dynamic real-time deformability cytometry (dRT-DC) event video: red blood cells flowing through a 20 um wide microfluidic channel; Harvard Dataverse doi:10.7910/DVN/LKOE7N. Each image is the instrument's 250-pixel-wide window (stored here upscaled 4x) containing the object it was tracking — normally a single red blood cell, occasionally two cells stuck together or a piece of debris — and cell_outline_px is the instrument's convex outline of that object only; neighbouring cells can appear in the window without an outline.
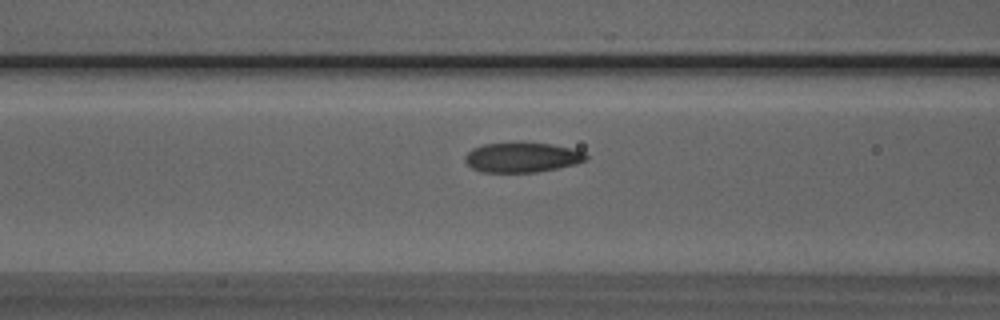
{"species": "Egyptian fruit bat (a non-hibernating species)", "species_latin": "Rousettus aegyptiacus", "temperature_condition": "room temperature", "stored_images_in_passage": 33, "camera_frame_rate_fps": 3000, "um_per_image_px": 0.085, "animal": {"sex": "male"}, "frame": {"image": 1, "passage_image": 6, "time_ms": 1.667, "image_size_px": [1000, 320], "cell_outline_px": [[588, 156], [584, 160], [576, 164], [536, 172], [480, 172], [472, 168], [464, 160], [464, 156], [472, 148], [484, 144], [516, 140], [524, 140], [552, 144], [572, 148], [584, 152]], "centroid_in_image_um": [44.34, 13.33], "position_along_channel_um": 122.3, "area_um2": 21.73}}
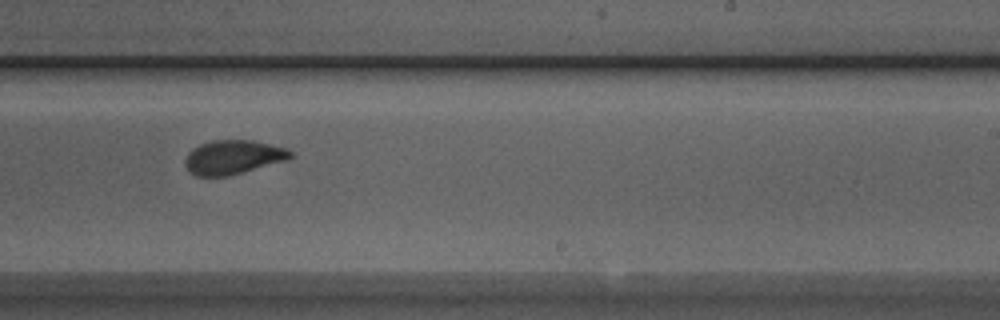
{"frame": {"image": 2, "passage_image": 17, "time_ms": 5.333, "image_size_px": [1000, 320], "cell_outline_px": [[292, 156], [288, 160], [244, 172], [228, 176], [196, 176], [184, 164], [184, 160], [188, 152], [192, 148], [200, 144], [212, 140], [252, 140], [288, 148], [292, 152]], "centroid_in_image_um": [19.83, 13.35], "position_along_channel_um": 269.2, "area_um2": 21.04}}
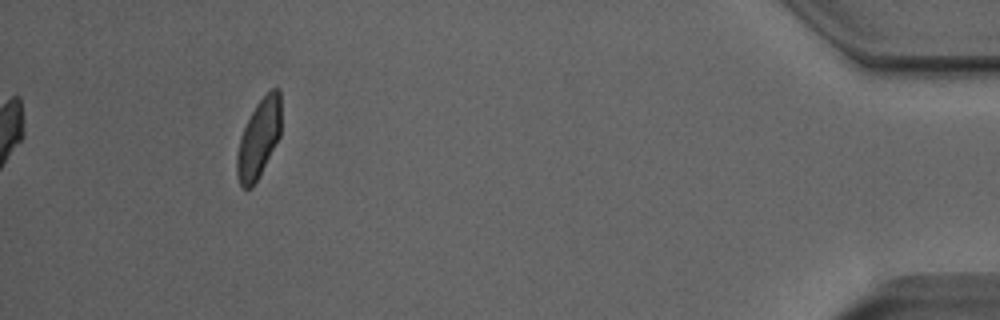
{"frame": {"image": 3, "passage_image": 33, "time_ms": 10.667, "image_size_px": [1000, 320], "cell_outline_px": [[280, 136], [252, 188], [244, 188], [240, 184], [236, 172], [236, 156], [240, 136], [256, 104], [272, 88], [280, 88]], "centroid_in_image_um": [21.98, 11.77], "position_along_channel_um": 413.2, "area_um2": 19.88}, "authors_computed_cell_mechanics": {"area_um2": 21.3282, "velocity_mm_per_s": 4.0122, "shape_relaxation_time_tau1_ms": 3.824, "shape_relaxation_time_tau2_ms": 1.0862, "deformation_change_tau1": 0.1327, "deformation_change_tau2": 0.0567}}